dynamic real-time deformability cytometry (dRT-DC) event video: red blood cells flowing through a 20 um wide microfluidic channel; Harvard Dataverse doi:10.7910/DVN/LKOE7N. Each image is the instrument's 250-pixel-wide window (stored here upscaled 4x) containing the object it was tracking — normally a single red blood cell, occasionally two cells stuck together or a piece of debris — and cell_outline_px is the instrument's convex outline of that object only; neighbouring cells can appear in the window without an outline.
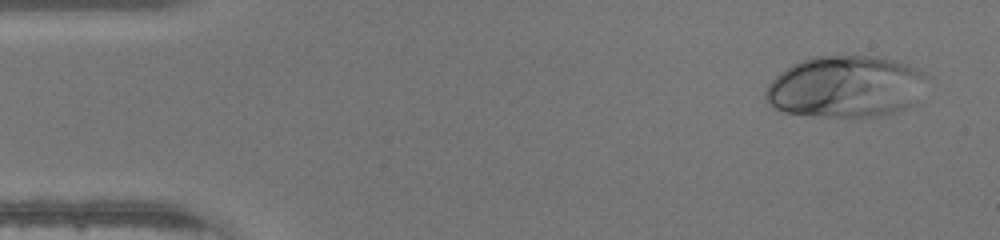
{"species": "human", "species_latin": "Homo sapiens", "temperature_condition": "warm", "stored_images_in_passage": 44, "camera_frame_rate_fps": 3000, "um_per_image_px": 0.085, "donor": {"sex": "male"}, "frame": {"image": 1, "passage_image": 2, "time_ms": 0.333, "image_size_px": [1000, 240], "cell_outline_px": [[932, 76], [916, 100], [912, 104], [904, 108], [880, 116], [812, 116], [784, 112], [776, 108], [764, 100], [764, 92], [768, 84], [780, 72], [792, 64], [816, 56], [880, 56], [900, 60], [920, 68]], "centroid_in_image_um": [71.94, 7.34], "position_along_channel_um": 13.1, "area_um2": 58.72}}
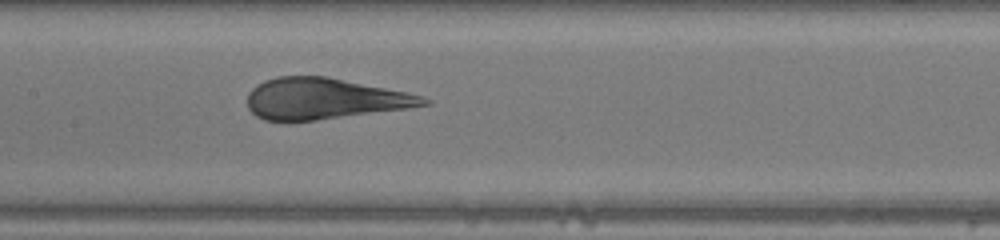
{"frame": {"image": 2, "passage_image": 20, "time_ms": 6.333, "image_size_px": [1000, 240], "cell_outline_px": [[432, 104], [408, 108], [316, 120], [264, 120], [256, 116], [248, 108], [248, 92], [256, 84], [264, 80], [276, 76], [328, 76], [408, 92], [432, 100]], "centroid_in_image_um": [27.56, 8.37], "position_along_channel_um": 179.8, "area_um2": 42.19}}
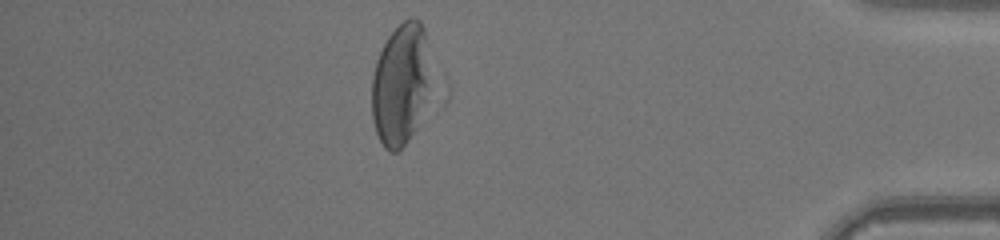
{"frame": {"image": 3, "passage_image": 38, "time_ms": 12.333, "image_size_px": [1000, 240], "cell_outline_px": [[452, 88], [448, 100], [444, 108], [396, 152], [388, 152], [384, 148], [376, 132], [372, 120], [372, 76], [376, 60], [388, 36], [404, 20], [412, 16], [420, 20], [424, 28]], "centroid_in_image_um": [34.59, 7.25], "position_along_channel_um": 400.6, "area_um2": 51.79}}